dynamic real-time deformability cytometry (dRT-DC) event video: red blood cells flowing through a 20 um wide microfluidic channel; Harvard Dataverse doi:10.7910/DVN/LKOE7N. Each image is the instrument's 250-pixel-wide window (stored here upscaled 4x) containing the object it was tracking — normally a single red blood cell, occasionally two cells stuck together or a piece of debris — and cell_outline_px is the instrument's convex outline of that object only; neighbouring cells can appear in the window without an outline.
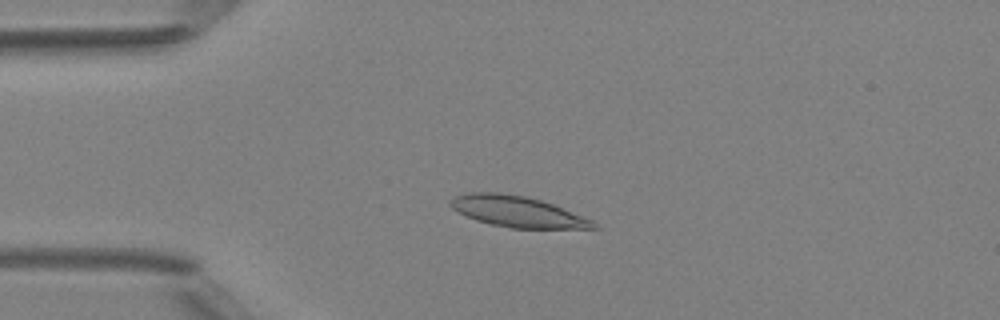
{"species": "Egyptian fruit bat (a non-hibernating species)", "species_latin": "Rousettus aegyptiacus", "temperature_condition": "room temperature", "stored_images_in_passage": 18, "camera_frame_rate_fps": 3000, "um_per_image_px": 0.085, "animal": {"sex": "female"}, "frame": {"image": 1, "passage_image": 7, "time_ms": 2.0, "image_size_px": [1000, 320], "cell_outline_px": [[600, 228], [512, 228], [488, 224], [476, 220], [452, 208], [448, 204], [448, 200], [464, 192], [500, 192], [524, 196], [540, 200], [552, 204], [592, 220]], "centroid_in_image_um": [43.92, 17.97], "position_along_channel_um": 41.1, "area_um2": 25.61}}
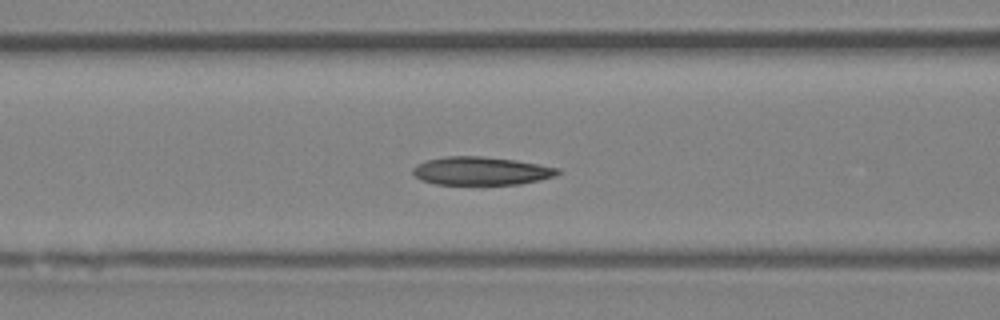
{"frame": {"image": 2, "passage_image": 15, "time_ms": 4.667, "image_size_px": [1000, 320], "cell_outline_px": [[560, 172], [552, 176], [540, 180], [520, 184], [436, 184], [420, 180], [412, 172], [412, 168], [416, 164], [428, 160], [444, 156], [484, 156], [516, 160], [560, 168]], "centroid_in_image_um": [40.87, 14.52], "position_along_channel_um": 125.7, "area_um2": 23.81}}
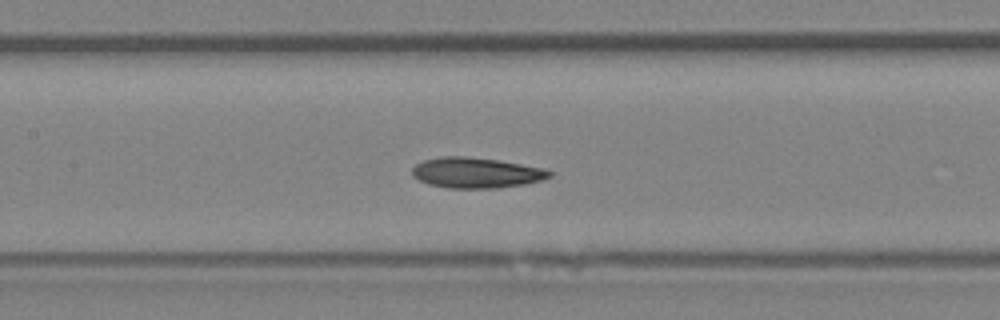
{"frame": {"image": 3, "passage_image": 18, "time_ms": 5.667, "image_size_px": [1000, 320], "cell_outline_px": [[552, 176], [544, 180], [524, 184], [492, 188], [448, 188], [428, 184], [412, 176], [412, 168], [416, 164], [424, 160], [444, 156], [468, 156], [500, 160], [544, 168], [552, 172]], "centroid_in_image_um": [40.49, 14.68], "position_along_channel_um": 166.9, "area_um2": 24.51}}